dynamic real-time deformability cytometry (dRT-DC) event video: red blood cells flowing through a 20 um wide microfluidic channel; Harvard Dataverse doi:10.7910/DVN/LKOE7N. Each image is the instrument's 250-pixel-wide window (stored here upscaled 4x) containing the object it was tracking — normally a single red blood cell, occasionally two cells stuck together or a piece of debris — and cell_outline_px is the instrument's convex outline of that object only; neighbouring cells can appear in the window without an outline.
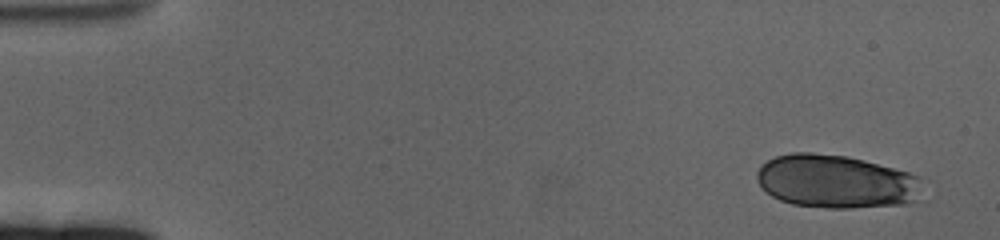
{"species": "human", "species_latin": "Homo sapiens", "temperature_condition": "cold", "stored_images_in_passage": 61, "camera_frame_rate_fps": 3000, "um_per_image_px": 0.085, "donor": {"sex": "female"}, "frame": {"image": 1, "passage_image": 3, "time_ms": 0.667, "image_size_px": [1000, 240], "cell_outline_px": [[920, 176], [916, 200], [904, 204], [852, 208], [828, 208], [792, 204], [780, 200], [772, 196], [760, 184], [756, 176], [756, 172], [760, 164], [776, 156], [792, 152], [812, 152], [848, 156], [908, 172]], "centroid_in_image_um": [71.01, 15.42], "position_along_channel_um": 14.0, "area_um2": 51.27}}
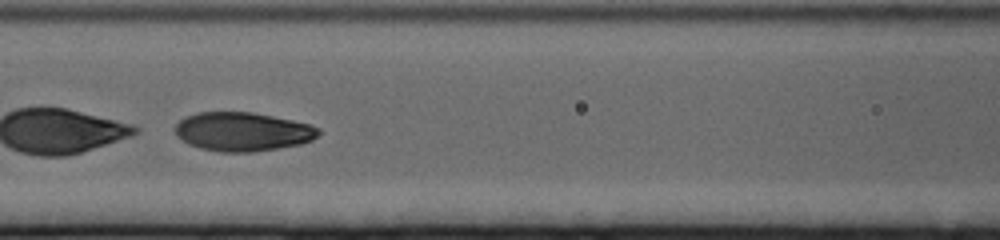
{"frame": {"image": 2, "passage_image": 28, "time_ms": 9.0, "image_size_px": [1000, 240], "cell_outline_px": [[320, 132], [312, 140], [300, 144], [252, 152], [220, 152], [200, 148], [188, 144], [180, 140], [176, 136], [176, 124], [184, 116], [200, 112], [252, 112], [292, 120], [308, 124], [320, 128]], "centroid_in_image_um": [20.58, 11.19], "position_along_channel_um": 146.0, "area_um2": 32.43}}
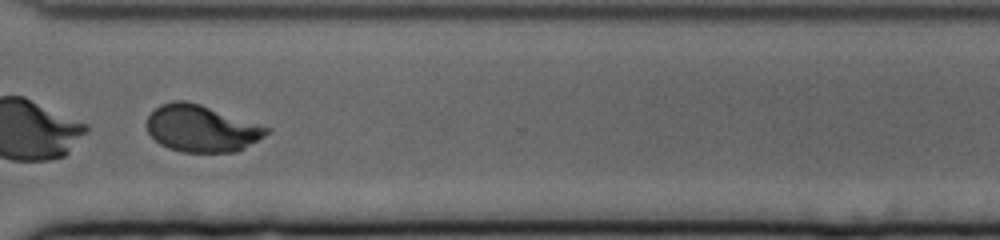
{"frame": {"image": 3, "passage_image": 47, "time_ms": 15.333, "image_size_px": [1000, 240], "cell_outline_px": [[272, 128], [264, 136], [244, 148], [236, 152], [180, 152], [168, 148], [160, 144], [148, 132], [144, 124], [148, 116], [160, 104], [176, 100], [184, 100], [200, 104]], "centroid_in_image_um": [17.1, 10.92], "position_along_channel_um": 353.5, "area_um2": 32.71}}